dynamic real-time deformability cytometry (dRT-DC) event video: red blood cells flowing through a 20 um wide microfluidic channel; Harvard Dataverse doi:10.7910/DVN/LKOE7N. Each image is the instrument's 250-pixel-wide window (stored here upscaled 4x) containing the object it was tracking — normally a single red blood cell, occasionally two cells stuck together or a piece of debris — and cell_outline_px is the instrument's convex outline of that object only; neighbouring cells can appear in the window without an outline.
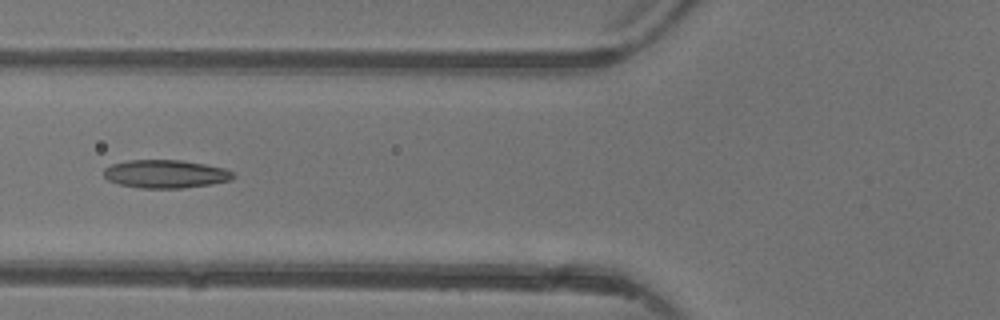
{"species": "common noctule bat (a hibernating species)", "species_latin": "Nyctalus noctula", "temperature_condition": "warm", "stored_images_in_passage": 5, "camera_frame_rate_fps": 3000, "um_per_image_px": 0.085, "animal": {"sex": "female"}, "frame": {"image": 1, "passage_image": 5, "time_ms": 5.667, "image_size_px": [1000, 320], "cell_outline_px": [[236, 176], [232, 180], [212, 184], [184, 188], [140, 188], [120, 184], [108, 180], [104, 176], [104, 168], [112, 164], [128, 160], [180, 160], [204, 164], [224, 168], [232, 172]], "centroid_in_image_um": [14.09, 14.79], "position_along_channel_um": 111.7, "area_um2": 21.27}}